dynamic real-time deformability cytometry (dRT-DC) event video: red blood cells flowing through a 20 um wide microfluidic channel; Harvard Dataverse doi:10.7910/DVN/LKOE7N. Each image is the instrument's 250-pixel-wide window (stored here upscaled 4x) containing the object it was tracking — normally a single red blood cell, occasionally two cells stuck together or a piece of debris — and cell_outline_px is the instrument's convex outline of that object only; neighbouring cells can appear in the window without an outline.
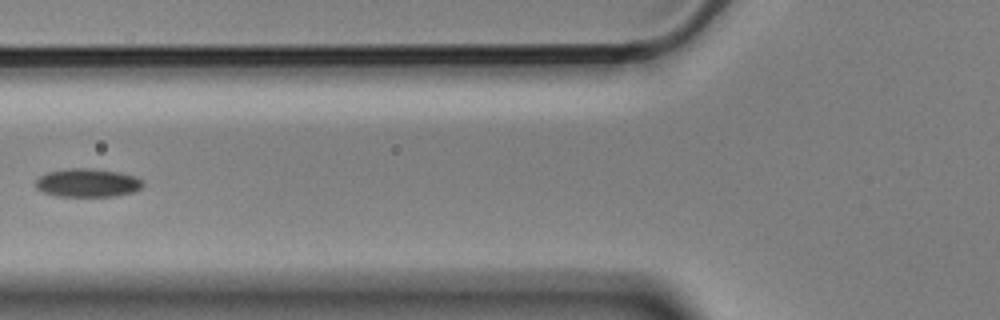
{"species": "Egyptian fruit bat (a non-hibernating species)", "species_latin": "Rousettus aegyptiacus", "temperature_condition": "cold", "stored_images_in_passage": 12, "camera_frame_rate_fps": 3000, "um_per_image_px": 0.085, "animal": {"sex": "male"}, "frame": {"image": 1, "passage_image": 2, "time_ms": 0.333, "image_size_px": [1000, 320], "cell_outline_px": [[144, 184], [140, 188], [132, 192], [116, 196], [56, 196], [44, 192], [36, 188], [36, 180], [40, 176], [48, 172], [68, 168], [88, 168], [116, 172], [136, 176]], "centroid_in_image_um": [7.42, 15.54], "position_along_channel_um": 118.4, "area_um2": 17.57}}
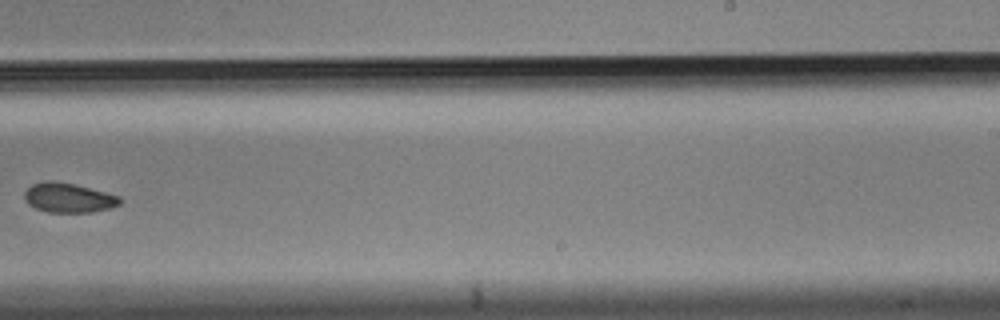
{"frame": {"image": 2, "passage_image": 6, "time_ms": 1.667, "image_size_px": [1000, 320], "cell_outline_px": [[120, 204], [108, 208], [92, 212], [48, 212], [36, 208], [28, 204], [24, 200], [24, 192], [32, 184], [48, 180], [76, 184], [120, 196]], "centroid_in_image_um": [5.8, 16.8], "position_along_channel_um": 283.2, "area_um2": 16.36}}
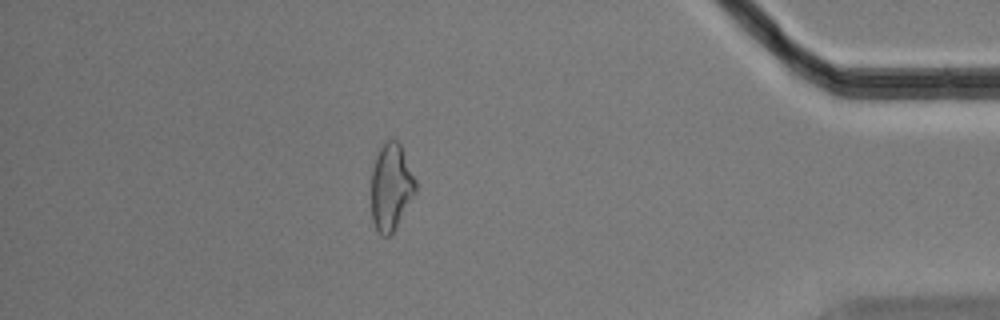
{"frame": {"image": 3, "passage_image": 12, "time_ms": 3.667, "image_size_px": [1000, 320], "cell_outline_px": [[416, 192], [392, 232], [388, 236], [384, 236], [376, 228], [372, 220], [372, 168], [376, 156], [380, 148], [388, 140], [396, 140], [400, 144], [416, 180]], "centroid_in_image_um": [33.24, 15.88], "position_along_channel_um": 402.0, "area_um2": 21.91}}